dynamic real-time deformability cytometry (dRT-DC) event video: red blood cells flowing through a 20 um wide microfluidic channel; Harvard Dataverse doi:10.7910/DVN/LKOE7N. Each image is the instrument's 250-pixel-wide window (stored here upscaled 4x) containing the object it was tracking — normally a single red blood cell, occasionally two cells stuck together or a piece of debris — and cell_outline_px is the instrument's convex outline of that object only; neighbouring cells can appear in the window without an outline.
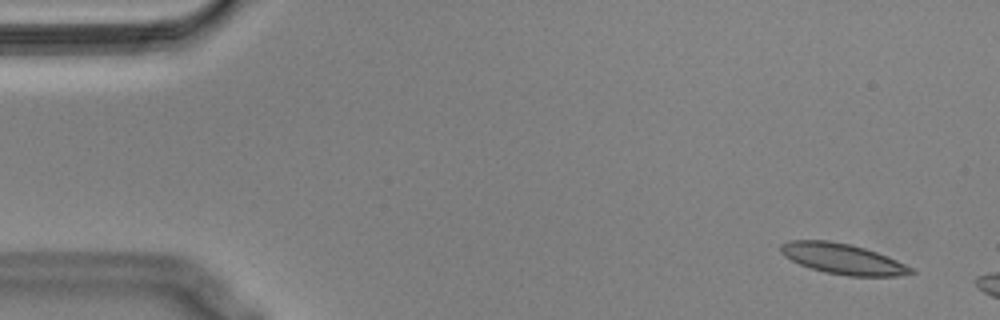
{"species": "Egyptian fruit bat (a non-hibernating species)", "species_latin": "Rousettus aegyptiacus", "temperature_condition": "cold", "stored_images_in_passage": 9, "camera_frame_rate_fps": 3000, "um_per_image_px": 0.085, "animal": {"sex": "male"}, "frame": {"image": 1, "passage_image": 3, "time_ms": 0.667, "image_size_px": [1000, 320], "cell_outline_px": [[916, 272], [900, 276], [848, 276], [824, 272], [800, 264], [784, 256], [780, 252], [780, 244], [788, 240], [828, 240], [848, 244], [864, 248], [876, 252], [896, 260], [912, 268]], "centroid_in_image_um": [71.6, 22.0], "position_along_channel_um": 13.4, "area_um2": 23.0}}